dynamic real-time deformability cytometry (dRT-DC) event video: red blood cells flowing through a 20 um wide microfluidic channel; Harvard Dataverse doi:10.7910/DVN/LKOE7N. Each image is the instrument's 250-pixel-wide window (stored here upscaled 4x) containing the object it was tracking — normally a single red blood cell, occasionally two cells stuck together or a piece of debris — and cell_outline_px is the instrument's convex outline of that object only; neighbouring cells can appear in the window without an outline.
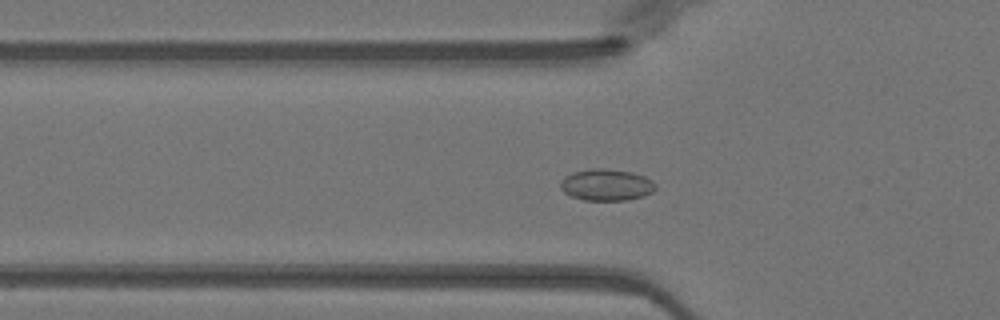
{"species": "Egyptian fruit bat (a non-hibernating species)", "species_latin": "Rousettus aegyptiacus", "temperature_condition": "warm", "stored_images_in_passage": 50, "camera_frame_rate_fps": 3000, "um_per_image_px": 0.085, "animal": {"sex": "female"}, "frame": {"image": 1, "passage_image": 16, "time_ms": 5.0, "image_size_px": [1000, 320], "cell_outline_px": [[656, 188], [652, 192], [644, 196], [628, 200], [584, 200], [568, 196], [560, 188], [560, 180], [564, 176], [572, 172], [592, 168], [604, 168], [632, 172], [644, 176], [652, 180], [656, 184]], "centroid_in_image_um": [51.52, 15.71], "position_along_channel_um": 74.3, "area_um2": 17.8}}
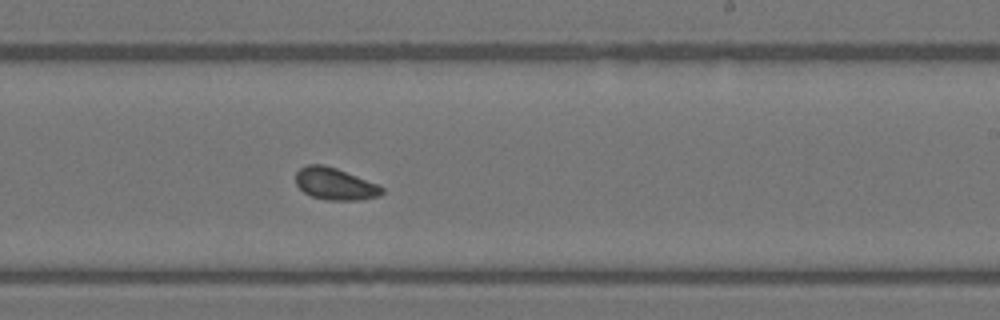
{"frame": {"image": 2, "passage_image": 30, "time_ms": 9.667, "image_size_px": [1000, 320], "cell_outline_px": [[384, 192], [380, 196], [360, 200], [324, 200], [312, 196], [304, 192], [296, 184], [296, 172], [300, 168], [308, 164], [324, 164], [336, 168], [376, 184], [384, 188]], "centroid_in_image_um": [28.46, 15.64], "position_along_channel_um": 260.5, "area_um2": 16.01}}
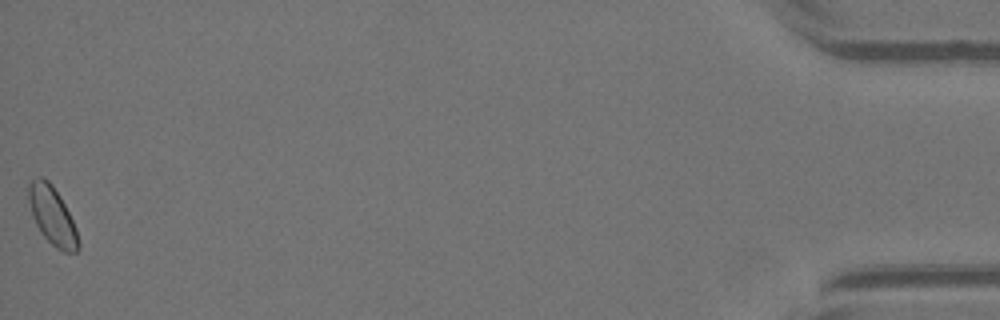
{"frame": {"image": 3, "passage_image": 50, "time_ms": 16.333, "image_size_px": [1000, 320], "cell_outline_px": [[80, 248], [76, 252], [64, 252], [56, 248], [40, 232], [32, 216], [28, 200], [28, 180], [36, 176], [44, 176], [52, 184], [60, 196], [76, 228], [80, 244]], "centroid_in_image_um": [4.42, 18.3], "position_along_channel_um": 430.8, "area_um2": 17.05}, "authors_computed_cell_mechanics": {"area_um2": 16.4152, "velocity_mm_per_s": 3.9928, "shape_relaxation_time_tau1_ms": null, "shape_relaxation_time_tau2_ms": 2.1214, "deformation_change_tau1": null, "deformation_change_tau2": 0.0572}}